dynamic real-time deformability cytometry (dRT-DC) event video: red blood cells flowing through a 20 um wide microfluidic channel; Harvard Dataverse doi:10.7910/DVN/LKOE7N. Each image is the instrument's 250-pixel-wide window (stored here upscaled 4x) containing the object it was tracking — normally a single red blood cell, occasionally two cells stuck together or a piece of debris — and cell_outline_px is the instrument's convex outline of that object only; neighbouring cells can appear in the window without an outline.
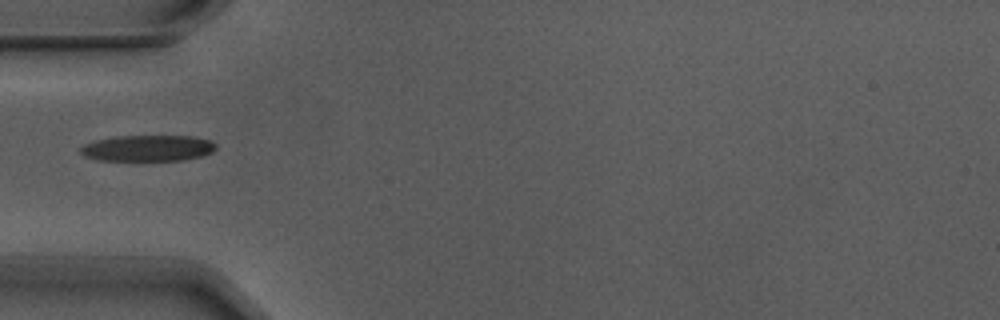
{"species": "Egyptian fruit bat (a non-hibernating species)", "species_latin": "Rousettus aegyptiacus", "temperature_condition": "warm", "stored_images_in_passage": 1, "camera_frame_rate_fps": 3000, "um_per_image_px": 0.085, "animal": {"sex": "male"}, "frame": {"image": 1, "passage_image": 1, "time_ms": 0.0, "image_size_px": [1000, 320], "cell_outline_px": [[216, 148], [212, 152], [200, 156], [180, 160], [100, 160], [84, 156], [80, 152], [80, 148], [84, 144], [96, 140], [120, 136], [192, 136], [212, 140], [216, 144]], "centroid_in_image_um": [12.58, 12.59], "position_along_channel_um": 72.4, "area_um2": 20.46}}